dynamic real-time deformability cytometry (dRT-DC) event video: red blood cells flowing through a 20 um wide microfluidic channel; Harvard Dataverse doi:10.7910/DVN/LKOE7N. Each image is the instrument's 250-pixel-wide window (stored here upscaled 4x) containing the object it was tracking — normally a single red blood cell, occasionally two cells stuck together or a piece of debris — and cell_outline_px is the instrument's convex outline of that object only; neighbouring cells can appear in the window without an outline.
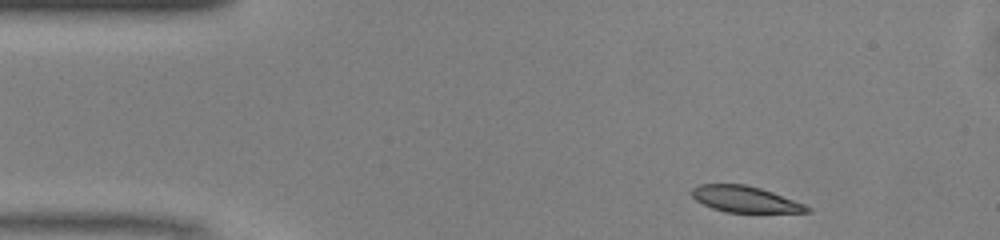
{"species": "common noctule bat (a hibernating species)", "species_latin": "Nyctalus noctula", "temperature_condition": "warm", "stored_images_in_passage": 44, "camera_frame_rate_fps": 3000, "um_per_image_px": 0.085, "animal": {"sex": "male", "body_mass_g": 13.0, "forearm_length_mm": 53.1}, "frame": {"image": 1, "passage_image": 1, "time_ms": 0.0, "image_size_px": [1000, 240], "cell_outline_px": [[812, 212], [724, 212], [712, 208], [696, 200], [692, 196], [692, 188], [700, 184], [744, 184], [760, 188], [772, 192], [804, 204], [812, 208]], "centroid_in_image_um": [63.33, 16.93], "position_along_channel_um": 21.7, "area_um2": 17.4}}
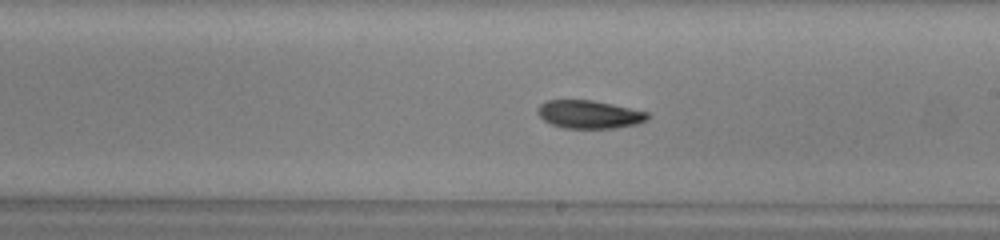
{"frame": {"image": 2, "passage_image": 22, "time_ms": 7.0, "image_size_px": [1000, 240], "cell_outline_px": [[652, 116], [648, 120], [636, 124], [612, 128], [564, 128], [552, 124], [544, 120], [536, 112], [540, 104], [548, 100], [592, 100], [612, 104], [648, 112]], "centroid_in_image_um": [50.11, 9.72], "position_along_channel_um": 238.9, "area_um2": 17.98}}
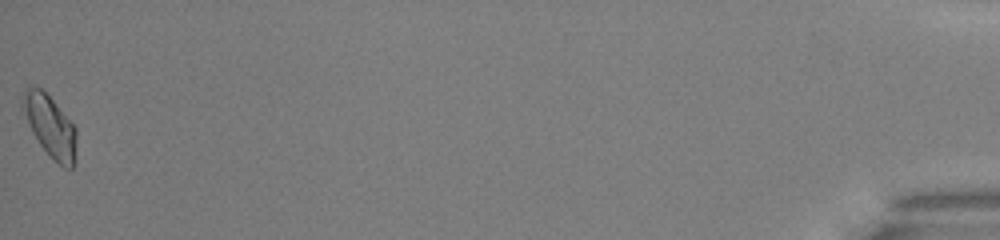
{"frame": {"image": 3, "passage_image": 44, "time_ms": 14.333, "image_size_px": [1000, 240], "cell_outline_px": [[76, 156], [72, 168], [64, 168], [52, 160], [40, 144], [32, 132], [20, 108], [20, 104], [24, 88], [40, 88], [52, 100], [76, 128]], "centroid_in_image_um": [4.24, 10.76], "position_along_channel_um": 431.0, "area_um2": 19.31}, "authors_computed_cell_mechanics": {"area_um2": 18.1203, "velocity_mm_per_s": 4.1133, "shape_relaxation_time_tau1_ms": 8.1571, "shape_relaxation_time_tau2_ms": 8.534, "deformation_change_tau1": 0.1746, "deformation_change_tau2": 0.1348}}